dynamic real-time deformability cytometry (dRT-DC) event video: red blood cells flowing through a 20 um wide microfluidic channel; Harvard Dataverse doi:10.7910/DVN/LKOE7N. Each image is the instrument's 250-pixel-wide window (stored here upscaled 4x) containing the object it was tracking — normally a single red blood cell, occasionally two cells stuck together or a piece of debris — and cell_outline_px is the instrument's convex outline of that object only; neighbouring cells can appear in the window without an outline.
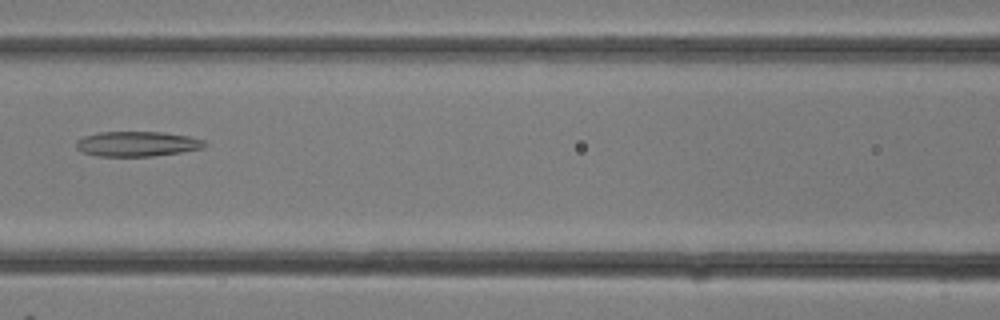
{"species": "common noctule bat (a hibernating species)", "species_latin": "Nyctalus noctula", "temperature_condition": "room temperature", "stored_images_in_passage": 13, "camera_frame_rate_fps": 3000, "um_per_image_px": 0.085, "animal": {"sex": "female"}, "frame": {"image": 1, "passage_image": 10, "time_ms": 3.0, "image_size_px": [1000, 320], "cell_outline_px": [[208, 144], [204, 148], [180, 152], [152, 156], [96, 156], [80, 152], [76, 148], [76, 140], [84, 136], [96, 132], [160, 132], [188, 136], [204, 140]], "centroid_in_image_um": [11.62, 12.23], "position_along_channel_um": 155.0, "area_um2": 18.84}}
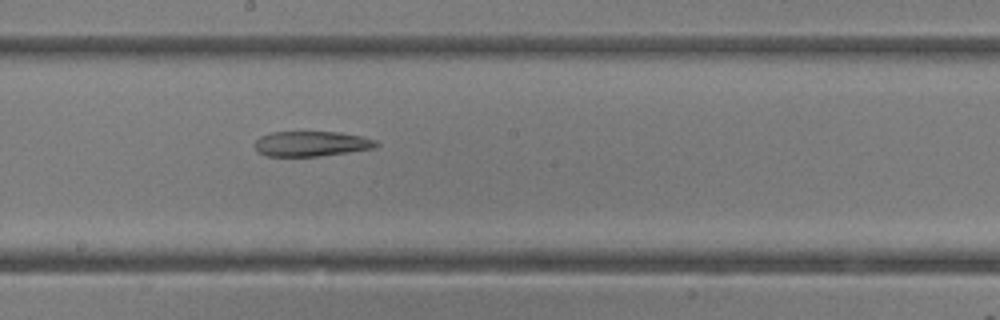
{"frame": {"image": 2, "passage_image": 13, "time_ms": 4.0, "image_size_px": [1000, 320], "cell_outline_px": [[380, 144], [376, 148], [320, 156], [268, 156], [256, 152], [256, 140], [260, 136], [272, 132], [340, 132], [364, 136], [376, 140]], "centroid_in_image_um": [26.51, 12.22], "position_along_channel_um": 221.7, "area_um2": 17.92}}